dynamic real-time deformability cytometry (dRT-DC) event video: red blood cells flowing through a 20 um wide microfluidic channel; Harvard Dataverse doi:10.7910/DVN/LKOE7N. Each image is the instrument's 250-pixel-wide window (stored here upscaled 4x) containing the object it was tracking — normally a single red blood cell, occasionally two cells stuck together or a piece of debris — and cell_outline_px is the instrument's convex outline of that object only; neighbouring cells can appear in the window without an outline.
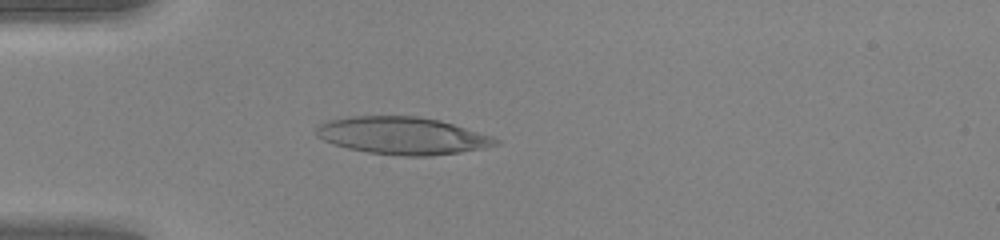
{"species": "human", "species_latin": "Homo sapiens", "temperature_condition": "warm", "stored_images_in_passage": 49, "camera_frame_rate_fps": 3000, "um_per_image_px": 0.085, "donor": {"sex": "female"}, "frame": {"image": 1, "passage_image": 15, "time_ms": 4.667, "image_size_px": [1000, 240], "cell_outline_px": [[500, 144], [484, 148], [460, 152], [432, 156], [404, 156], [368, 152], [348, 148], [332, 144], [316, 136], [316, 128], [320, 124], [328, 120], [352, 116], [416, 116], [440, 120], [492, 136], [500, 140]], "centroid_in_image_um": [34.21, 11.53], "position_along_channel_um": 50.8, "area_um2": 39.07}}
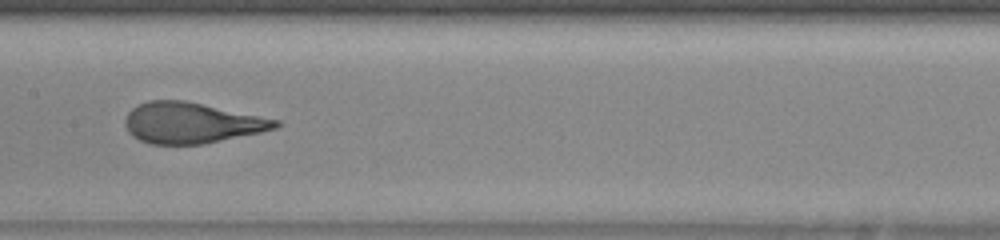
{"frame": {"image": 2, "passage_image": 26, "time_ms": 8.333, "image_size_px": [1000, 240], "cell_outline_px": [[284, 124], [276, 128], [260, 132], [204, 144], [148, 144], [132, 136], [128, 132], [124, 124], [124, 120], [128, 112], [136, 104], [148, 100], [184, 100], [280, 120]], "centroid_in_image_um": [16.25, 10.44], "position_along_channel_um": 191.1, "area_um2": 35.89}}
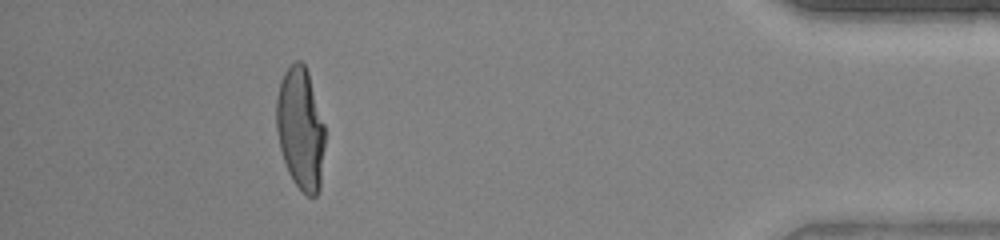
{"frame": {"image": 3, "passage_image": 45, "time_ms": 14.667, "image_size_px": [1000, 240], "cell_outline_px": [[324, 148], [320, 188], [316, 196], [308, 196], [292, 180], [288, 172], [280, 148], [276, 128], [276, 100], [280, 80], [284, 72], [296, 60], [300, 60], [304, 64], [308, 72], [324, 124]], "centroid_in_image_um": [25.53, 10.93], "position_along_channel_um": 409.7, "area_um2": 34.45}, "authors_computed_cell_mechanics": {"area_um2": 36.414, "velocity_mm_per_s": 4.2462, "shape_relaxation_time_tau1_ms": 6.9952, "shape_relaxation_time_tau2_ms": null, "deformation_change_tau1": 0.3378, "deformation_change_tau2": null}}